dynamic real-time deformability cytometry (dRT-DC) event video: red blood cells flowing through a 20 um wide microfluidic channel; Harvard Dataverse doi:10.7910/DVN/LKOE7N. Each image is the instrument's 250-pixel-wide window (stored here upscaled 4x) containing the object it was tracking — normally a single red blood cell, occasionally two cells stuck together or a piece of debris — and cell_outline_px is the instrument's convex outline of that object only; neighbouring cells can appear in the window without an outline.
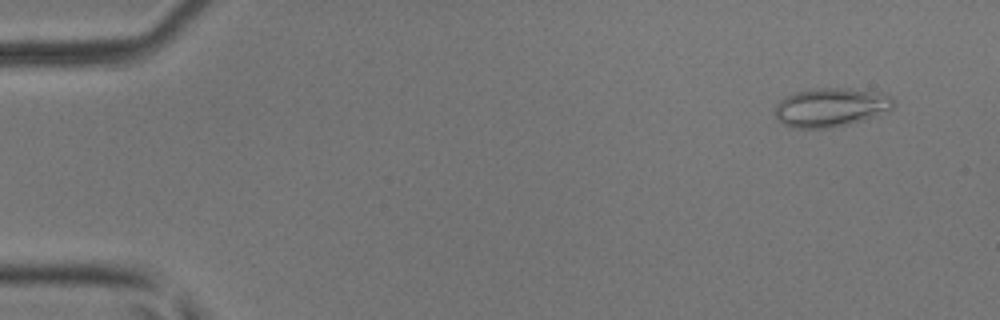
{"species": "common noctule bat (a hibernating species)", "species_latin": "Nyctalus noctula", "temperature_condition": "room temperature", "stored_images_in_passage": 4, "camera_frame_rate_fps": 3000, "um_per_image_px": 0.085, "animal": {"sex": "male", "body_mass_g": 17.9, "forearm_length_mm": 54.2}, "frame": {"image": 1, "passage_image": 1, "time_ms": 0.0, "image_size_px": [1000, 320], "cell_outline_px": [[892, 108], [860, 120], [848, 124], [828, 128], [792, 128], [776, 120], [776, 104], [784, 96], [796, 92], [816, 88], [848, 88], [884, 92], [892, 96]], "centroid_in_image_um": [70.57, 9.1], "position_along_channel_um": 14.4, "area_um2": 26.65}}